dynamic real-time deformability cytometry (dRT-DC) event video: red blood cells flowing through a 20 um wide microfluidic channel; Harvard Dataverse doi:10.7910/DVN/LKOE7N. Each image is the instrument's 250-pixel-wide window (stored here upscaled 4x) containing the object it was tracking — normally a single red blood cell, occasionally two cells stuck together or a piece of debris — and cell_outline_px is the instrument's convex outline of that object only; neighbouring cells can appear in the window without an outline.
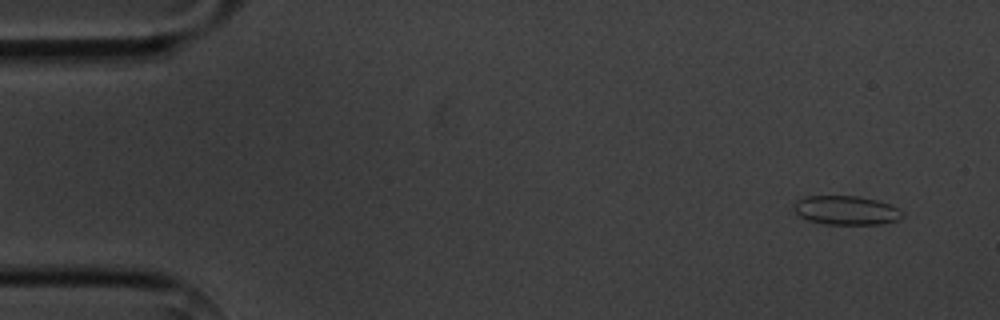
{"species": "common noctule bat (a hibernating species)", "species_latin": "Nyctalus noctula", "temperature_condition": "cold", "stored_images_in_passage": 15, "camera_frame_rate_fps": 3000, "um_per_image_px": 0.085, "animal": {"sex": "male", "body_mass_g": 20.1, "forearm_length_mm": 53.5}, "frame": {"image": 1, "passage_image": 2, "time_ms": 1.0, "image_size_px": [1000, 320], "cell_outline_px": [[904, 216], [896, 220], [884, 224], [824, 224], [808, 220], [800, 216], [792, 208], [792, 204], [796, 200], [804, 196], [860, 196], [876, 200], [888, 204], [896, 208]], "centroid_in_image_um": [71.86, 17.87], "position_along_channel_um": 13.1, "area_um2": 18.32}}
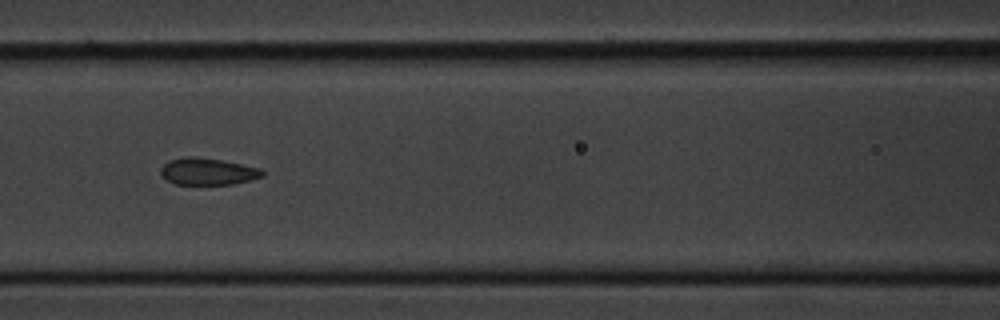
{"frame": {"image": 2, "passage_image": 7, "time_ms": 7.667, "image_size_px": [1000, 320], "cell_outline_px": [[264, 176], [232, 184], [176, 184], [168, 180], [160, 172], [160, 168], [168, 160], [188, 156], [196, 156], [220, 160], [260, 168], [264, 172]], "centroid_in_image_um": [17.64, 14.57], "position_along_channel_um": 149.0, "area_um2": 15.72}}
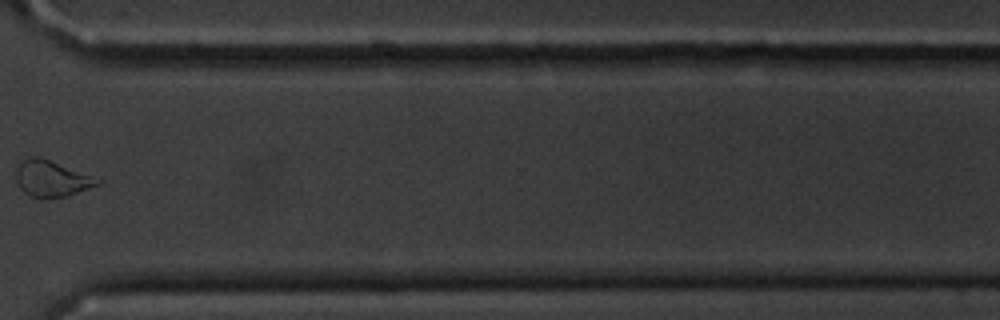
{"frame": {"image": 3, "passage_image": 12, "time_ms": 13.667, "image_size_px": [1000, 320], "cell_outline_px": [[104, 180], [100, 184], [64, 196], [32, 196], [24, 192], [20, 188], [16, 180], [16, 168], [20, 160], [32, 156], [40, 156]], "centroid_in_image_um": [4.37, 15.13], "position_along_channel_um": 366.2, "area_um2": 16.88}, "authors_computed_cell_mechanics": {"area_um2": 17.2822, "velocity_mm_per_s": 3.6248, "shape_relaxation_time_tau1_ms": 1.8655, "shape_relaxation_time_tau2_ms": null, "deformation_change_tau1": 0.0795, "deformation_change_tau2": null}}